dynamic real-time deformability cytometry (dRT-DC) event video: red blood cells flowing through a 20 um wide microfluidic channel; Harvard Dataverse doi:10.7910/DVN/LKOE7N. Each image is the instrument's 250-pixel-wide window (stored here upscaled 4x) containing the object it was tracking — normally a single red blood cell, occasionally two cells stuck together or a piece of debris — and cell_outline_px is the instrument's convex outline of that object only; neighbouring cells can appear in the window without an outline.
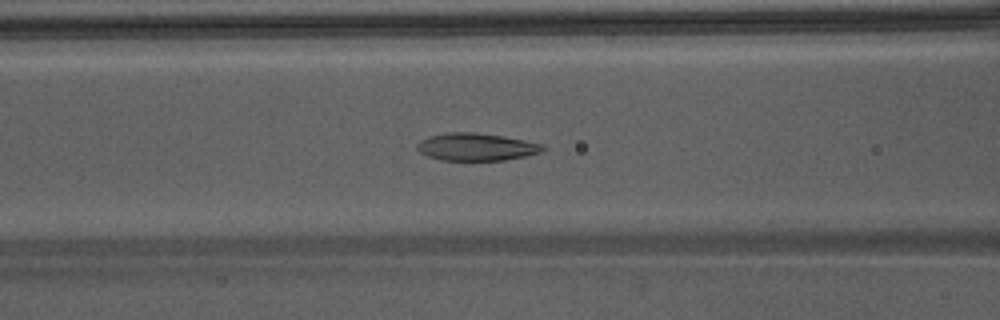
{"species": "Egyptian fruit bat (a non-hibernating species)", "species_latin": "Rousettus aegyptiacus", "temperature_condition": "warm", "stored_images_in_passage": 32, "camera_frame_rate_fps": 3000, "um_per_image_px": 0.085, "animal": {"sex": "male"}, "frame": {"image": 1, "passage_image": 5, "time_ms": 1.333, "image_size_px": [1000, 320], "cell_outline_px": [[544, 152], [504, 160], [440, 160], [428, 156], [420, 152], [416, 148], [416, 144], [420, 140], [428, 136], [448, 132], [472, 132], [504, 136], [544, 144]], "centroid_in_image_um": [40.47, 12.48], "position_along_channel_um": 126.1, "area_um2": 20.23}}
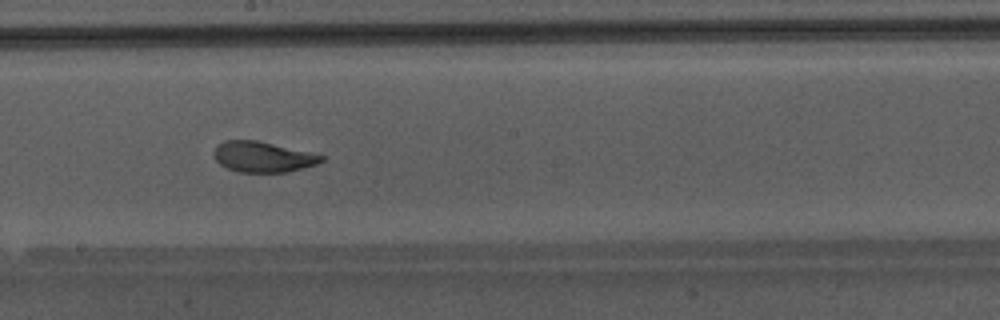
{"frame": {"image": 2, "passage_image": 12, "time_ms": 3.667, "image_size_px": [1000, 320], "cell_outline_px": [[324, 160], [316, 164], [288, 172], [236, 172], [220, 164], [216, 160], [212, 152], [224, 140], [256, 140], [308, 152], [324, 156]], "centroid_in_image_um": [22.31, 13.34], "position_along_channel_um": 225.9, "area_um2": 18.9}}
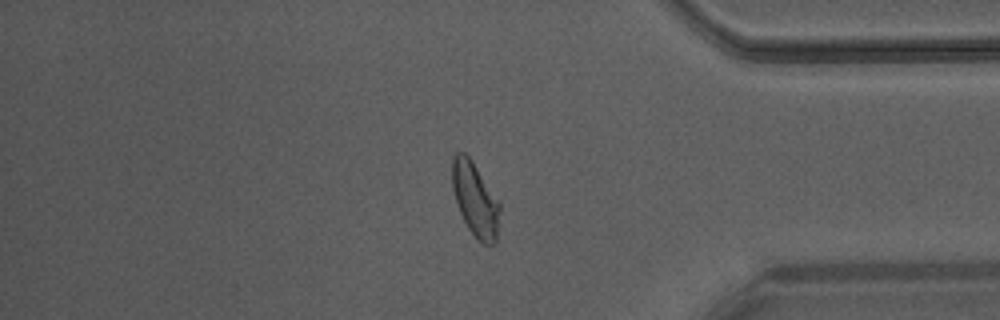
{"frame": {"image": 3, "passage_image": 25, "time_ms": 8.0, "image_size_px": [1000, 320], "cell_outline_px": [[500, 208], [496, 240], [492, 244], [484, 244], [468, 228], [460, 212], [452, 188], [452, 156], [456, 152], [464, 152], [472, 160], [500, 204]], "centroid_in_image_um": [40.37, 16.91], "position_along_channel_um": 394.8, "area_um2": 20.06}, "authors_computed_cell_mechanics": {"area_um2": 20.23, "velocity_mm_per_s": 4.2839, "shape_relaxation_time_tau1_ms": 4.4637, "shape_relaxation_time_tau2_ms": 1.0821, "deformation_change_tau1": 0.1759, "deformation_change_tau2": 0.0759}}